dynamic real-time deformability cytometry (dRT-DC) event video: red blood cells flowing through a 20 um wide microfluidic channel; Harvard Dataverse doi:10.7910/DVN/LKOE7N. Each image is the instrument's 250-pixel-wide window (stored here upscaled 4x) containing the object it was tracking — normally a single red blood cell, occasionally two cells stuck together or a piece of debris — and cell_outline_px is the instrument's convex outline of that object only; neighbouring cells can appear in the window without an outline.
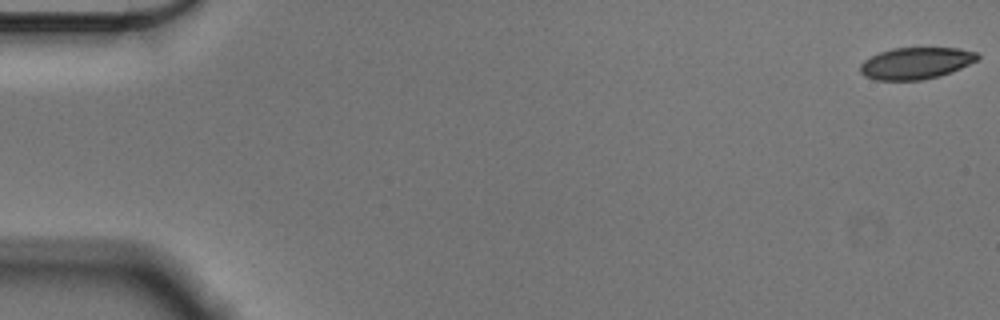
{"species": "Egyptian fruit bat (a non-hibernating species)", "species_latin": "Rousettus aegyptiacus", "temperature_condition": "cold", "stored_images_in_passage": 56, "camera_frame_rate_fps": 3000, "um_per_image_px": 0.085, "animal": {"sex": "male"}, "frame": {"image": 1, "passage_image": 1, "time_ms": 0.0, "image_size_px": [1000, 320], "cell_outline_px": [[980, 56], [976, 60], [952, 72], [940, 76], [920, 80], [876, 80], [864, 76], [860, 72], [860, 64], [864, 60], [880, 52], [892, 48], [960, 48], [976, 52]], "centroid_in_image_um": [77.83, 5.37], "position_along_channel_um": 7.2, "area_um2": 21.62}}
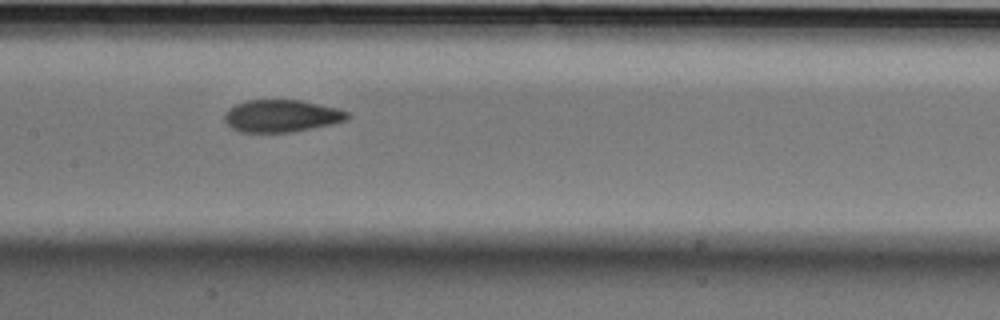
{"frame": {"image": 2, "passage_image": 28, "time_ms": 9.0, "image_size_px": [1000, 320], "cell_outline_px": [[352, 116], [348, 120], [332, 124], [292, 132], [240, 132], [232, 128], [224, 120], [224, 116], [228, 108], [236, 104], [248, 100], [300, 100], [336, 108], [348, 112]], "centroid_in_image_um": [23.94, 9.85], "position_along_channel_um": 183.5, "area_um2": 23.12}}
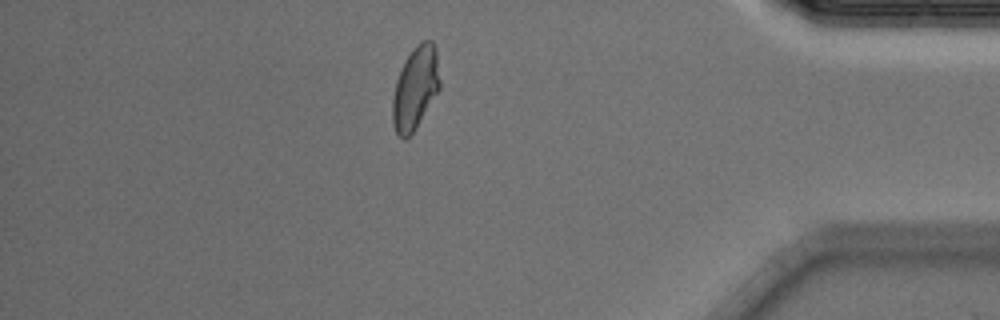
{"frame": {"image": 3, "passage_image": 49, "time_ms": 16.0, "image_size_px": [1000, 320], "cell_outline_px": [[440, 88], [416, 128], [404, 140], [396, 132], [392, 120], [392, 100], [396, 80], [404, 60], [424, 40], [432, 40], [436, 48], [440, 80]], "centroid_in_image_um": [35.3, 7.5], "position_along_channel_um": 399.9, "area_um2": 22.54}, "authors_computed_cell_mechanics": {"area_um2": 23.0044, "velocity_mm_per_s": 3.5845, "shape_relaxation_time_tau1_ms": 5.1538, "shape_relaxation_time_tau2_ms": 1.7389, "deformation_change_tau1": 0.1149, "deformation_change_tau2": 0.0695}}